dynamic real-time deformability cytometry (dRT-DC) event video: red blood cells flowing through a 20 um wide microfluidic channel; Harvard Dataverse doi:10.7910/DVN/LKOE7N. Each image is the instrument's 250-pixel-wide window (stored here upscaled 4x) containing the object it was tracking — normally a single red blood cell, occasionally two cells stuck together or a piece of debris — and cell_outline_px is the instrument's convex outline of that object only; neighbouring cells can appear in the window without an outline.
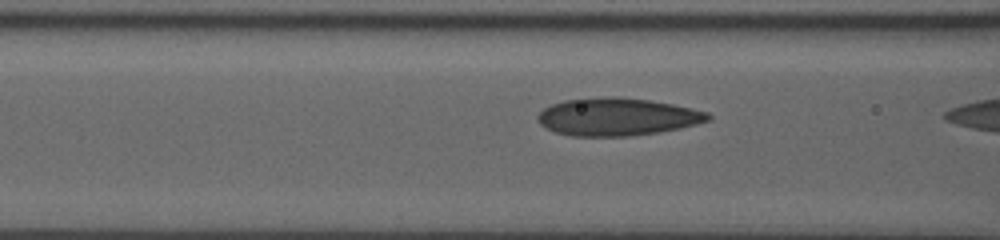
{"species": "human", "species_latin": "Homo sapiens", "temperature_condition": "room temperature", "stored_images_in_passage": 9, "camera_frame_rate_fps": 3000, "um_per_image_px": 0.085, "donor": {"sex": "male"}, "frame": {"image": 1, "passage_image": 4, "time_ms": 1.0, "image_size_px": [1000, 240], "cell_outline_px": [[708, 116], [700, 120], [684, 124], [644, 132], [568, 132], [556, 128], [548, 124], [540, 116], [544, 112], [560, 104], [588, 100], [636, 100], [660, 104], [680, 108], [696, 112]], "centroid_in_image_um": [52.45, 9.89], "position_along_channel_um": 114.2, "area_um2": 29.19}}
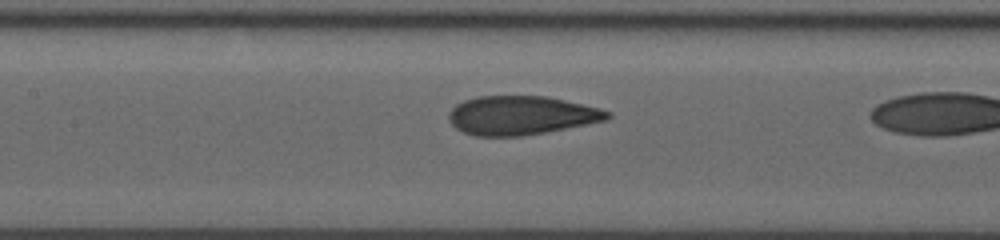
{"frame": {"image": 2, "passage_image": 8, "time_ms": 2.333, "image_size_px": [1000, 240], "cell_outline_px": [[604, 116], [592, 120], [532, 132], [472, 132], [464, 128], [456, 120], [456, 108], [464, 104], [476, 100], [504, 96], [520, 96], [552, 100], [588, 108], [604, 112]], "centroid_in_image_um": [44.26, 9.74], "position_along_channel_um": 163.1, "area_um2": 28.44}}